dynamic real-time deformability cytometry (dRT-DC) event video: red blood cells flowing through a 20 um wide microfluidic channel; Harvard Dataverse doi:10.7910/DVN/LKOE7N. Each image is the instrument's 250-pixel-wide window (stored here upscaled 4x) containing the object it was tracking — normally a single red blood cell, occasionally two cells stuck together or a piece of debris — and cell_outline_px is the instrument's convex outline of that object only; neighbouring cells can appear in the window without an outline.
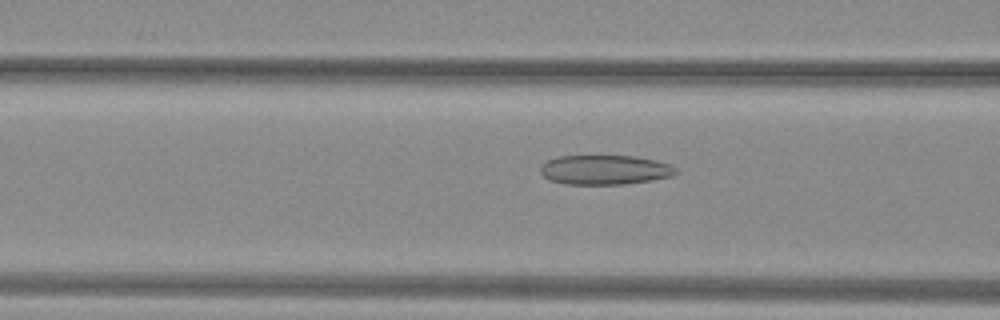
{"species": "common noctule bat (a hibernating species)", "species_latin": "Nyctalus noctula", "temperature_condition": "warm", "stored_images_in_passage": 40, "camera_frame_rate_fps": 3000, "um_per_image_px": 0.085, "animal": {"sex": "female", "body_mass_g": 29.2, "forearm_length_mm": 56.3}, "frame": {"image": 1, "passage_image": 12, "time_ms": 3.667, "image_size_px": [1000, 320], "cell_outline_px": [[680, 172], [672, 176], [652, 180], [624, 184], [564, 184], [548, 180], [540, 172], [540, 164], [556, 156], [636, 156], [656, 160], [672, 164]], "centroid_in_image_um": [51.42, 14.43], "position_along_channel_um": 115.2, "area_um2": 23.64}}
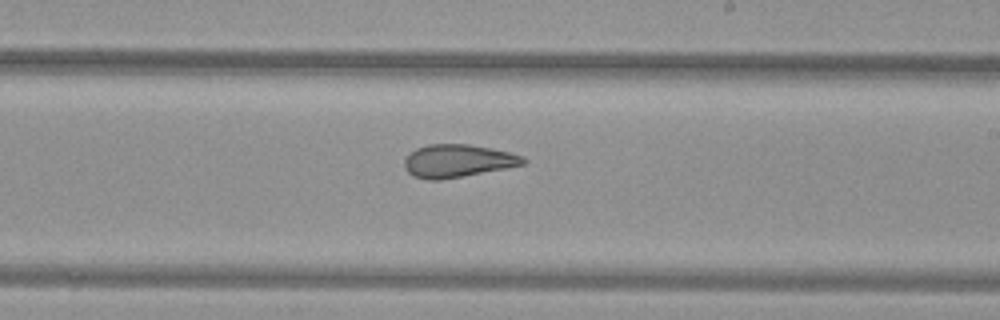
{"frame": {"image": 2, "passage_image": 22, "time_ms": 7.0, "image_size_px": [1000, 320], "cell_outline_px": [[528, 160], [524, 164], [508, 168], [464, 176], [440, 180], [428, 180], [412, 176], [404, 168], [404, 160], [416, 148], [428, 144], [468, 144], [492, 148], [524, 156]], "centroid_in_image_um": [38.92, 13.68], "position_along_channel_um": 250.1, "area_um2": 22.89}}
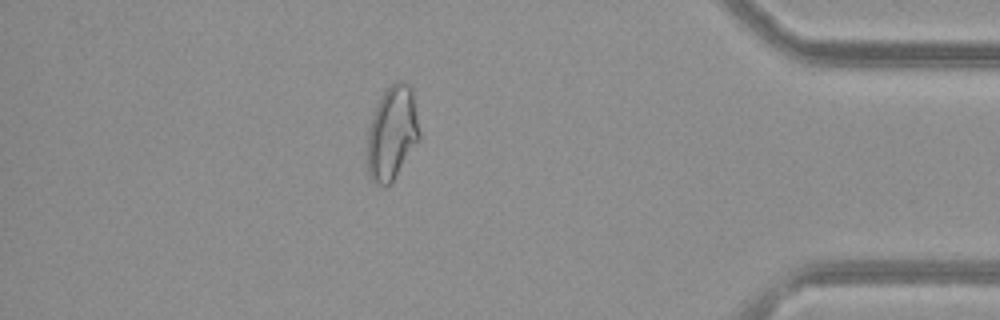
{"frame": {"image": 3, "passage_image": 36, "time_ms": 11.667, "image_size_px": [1000, 320], "cell_outline_px": [[420, 140], [392, 180], [388, 184], [376, 184], [372, 180], [368, 172], [368, 128], [376, 104], [380, 96], [396, 80], [404, 80], [412, 88], [420, 132]], "centroid_in_image_um": [33.34, 11.25], "position_along_channel_um": 401.9, "area_um2": 28.32}, "authors_computed_cell_mechanics": {"area_um2": 24.2182, "velocity_mm_per_s": 4.0435, "shape_relaxation_time_tau1_ms": null, "shape_relaxation_time_tau2_ms": 1.3413, "deformation_change_tau1": null, "deformation_change_tau2": 0.08}}